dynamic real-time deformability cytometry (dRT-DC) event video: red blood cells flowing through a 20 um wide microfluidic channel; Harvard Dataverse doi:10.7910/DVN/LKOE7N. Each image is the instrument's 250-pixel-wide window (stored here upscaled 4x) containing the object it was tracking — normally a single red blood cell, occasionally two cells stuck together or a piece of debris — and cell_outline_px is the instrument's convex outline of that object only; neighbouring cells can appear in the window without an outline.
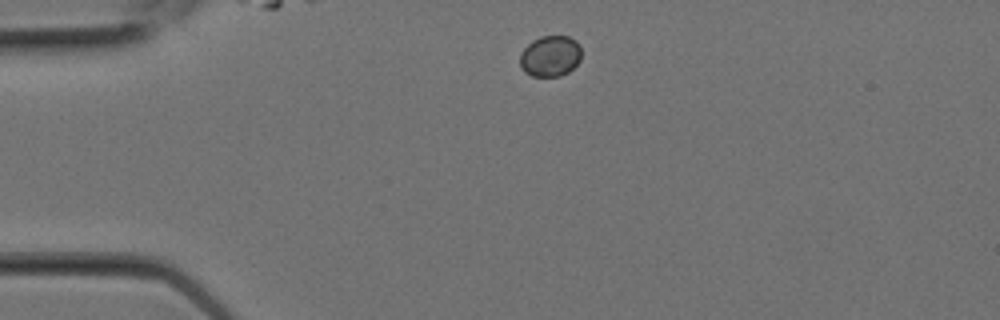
{"species": "Egyptian fruit bat (a non-hibernating species)", "species_latin": "Rousettus aegyptiacus", "temperature_condition": "room temperature", "stored_images_in_passage": 1, "camera_frame_rate_fps": 3000, "um_per_image_px": 0.085, "animal": {"sex": "female"}, "frame": {"image": 1, "passage_image": 1, "time_ms": 0.0, "image_size_px": [1000, 320], "cell_outline_px": [[580, 60], [568, 72], [560, 76], [532, 76], [524, 72], [520, 68], [520, 52], [532, 40], [540, 36], [568, 36], [576, 40], [580, 44]], "centroid_in_image_um": [46.75, 4.76], "position_along_channel_um": 38.2, "area_um2": 14.8}}